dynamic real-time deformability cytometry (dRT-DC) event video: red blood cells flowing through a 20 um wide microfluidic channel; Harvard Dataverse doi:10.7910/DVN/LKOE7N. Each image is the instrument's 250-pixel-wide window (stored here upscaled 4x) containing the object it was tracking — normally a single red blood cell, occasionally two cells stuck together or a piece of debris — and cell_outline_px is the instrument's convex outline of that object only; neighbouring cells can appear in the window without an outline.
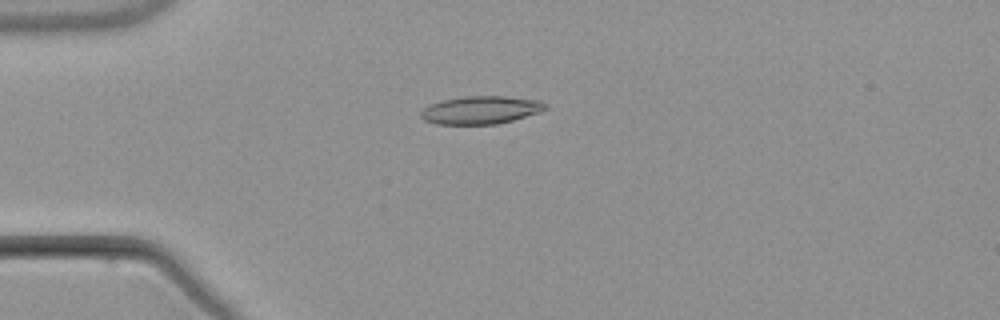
{"species": "common noctule bat (a hibernating species)", "species_latin": "Nyctalus noctula", "temperature_condition": "warm", "stored_images_in_passage": 5, "camera_frame_rate_fps": 3000, "um_per_image_px": 0.085, "animal": {"sex": "male", "body_mass_g": 21.5, "forearm_length_mm": 52.0}, "frame": {"image": 1, "passage_image": 4, "time_ms": 3.667, "image_size_px": [1000, 320], "cell_outline_px": [[548, 108], [540, 112], [512, 120], [496, 124], [436, 124], [424, 120], [420, 116], [420, 112], [424, 108], [432, 104], [444, 100], [464, 96], [504, 96], [540, 100], [548, 104]], "centroid_in_image_um": [40.9, 9.35], "position_along_channel_um": 44.1, "area_um2": 20.23}}